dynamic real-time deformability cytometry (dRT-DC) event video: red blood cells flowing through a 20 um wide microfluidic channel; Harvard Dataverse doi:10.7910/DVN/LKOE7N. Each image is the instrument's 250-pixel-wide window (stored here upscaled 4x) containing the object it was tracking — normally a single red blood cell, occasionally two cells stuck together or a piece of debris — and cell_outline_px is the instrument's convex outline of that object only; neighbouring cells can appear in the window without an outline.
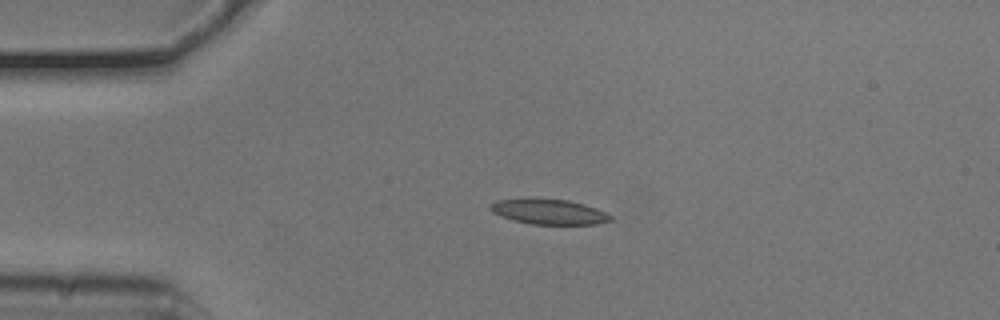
{"species": "common noctule bat (a hibernating species)", "species_latin": "Nyctalus noctula", "temperature_condition": "cold", "stored_images_in_passage": 42, "camera_frame_rate_fps": 3000, "um_per_image_px": 0.085, "animal": {"sex": "male", "body_mass_g": 20.5, "forearm_length_mm": 52.5}, "frame": {"image": 1, "passage_image": 1, "time_ms": 0.0, "image_size_px": [1000, 320], "cell_outline_px": [[612, 220], [596, 224], [532, 224], [500, 216], [492, 212], [488, 208], [488, 204], [500, 200], [532, 196], [568, 200], [584, 204], [596, 208], [612, 216]], "centroid_in_image_um": [46.6, 17.96], "position_along_channel_um": 38.4, "area_um2": 18.03}}
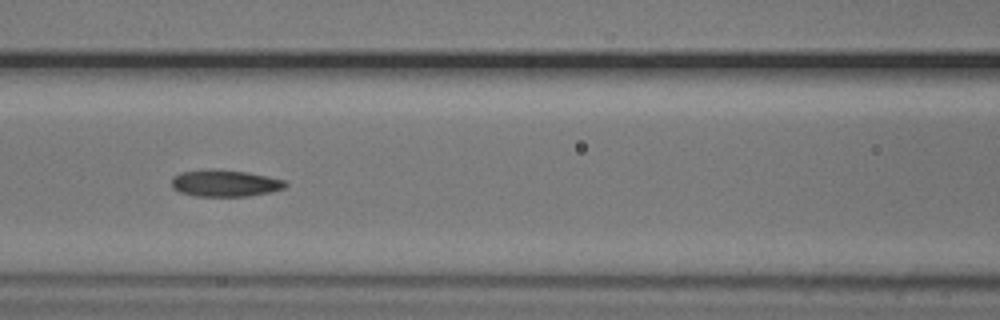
{"frame": {"image": 2, "passage_image": 12, "time_ms": 3.667, "image_size_px": [1000, 320], "cell_outline_px": [[288, 184], [284, 188], [272, 192], [248, 196], [196, 196], [180, 192], [172, 188], [172, 176], [180, 172], [212, 168], [216, 168], [248, 172], [268, 176], [284, 180]], "centroid_in_image_um": [19.12, 15.56], "position_along_channel_um": 147.5, "area_um2": 18.03}}
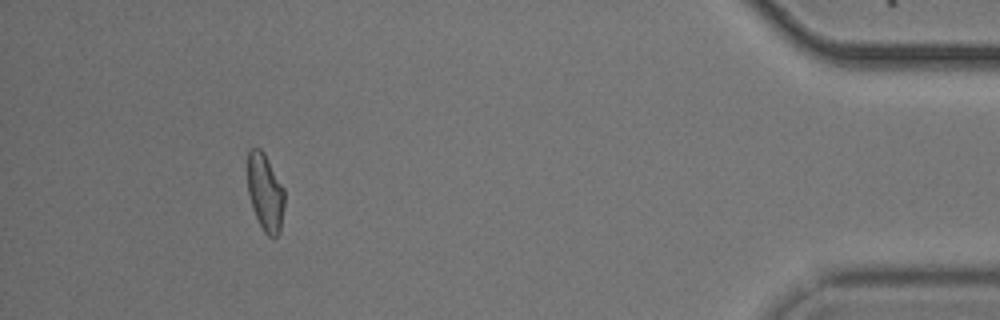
{"frame": {"image": 3, "passage_image": 38, "time_ms": 12.333, "image_size_px": [1000, 320], "cell_outline_px": [[284, 208], [280, 228], [276, 236], [268, 236], [264, 232], [252, 208], [248, 192], [248, 148], [260, 148], [264, 152], [284, 188]], "centroid_in_image_um": [22.54, 16.32], "position_along_channel_um": 412.7, "area_um2": 16.53}, "authors_computed_cell_mechanics": {"area_um2": 17.3978, "velocity_mm_per_s": 3.7681, "shape_relaxation_time_tau1_ms": 2.6794, "shape_relaxation_time_tau2_ms": 1.8443, "deformation_change_tau1": 0.1017, "deformation_change_tau2": 0.0748}}